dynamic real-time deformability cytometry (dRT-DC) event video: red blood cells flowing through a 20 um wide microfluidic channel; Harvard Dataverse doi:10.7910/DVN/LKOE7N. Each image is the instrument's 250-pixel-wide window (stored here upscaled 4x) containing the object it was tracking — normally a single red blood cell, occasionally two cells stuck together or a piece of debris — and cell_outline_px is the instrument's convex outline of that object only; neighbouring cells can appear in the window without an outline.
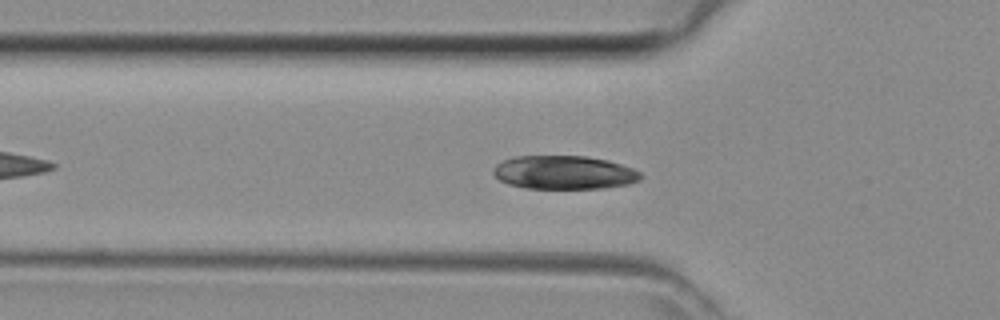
{"species": "common noctule bat (a hibernating species)", "species_latin": "Nyctalus noctula", "temperature_condition": "room temperature", "stored_images_in_passage": 39, "camera_frame_rate_fps": 3000, "um_per_image_px": 0.085, "animal": {"sex": "female", "body_mass_g": 29.2, "forearm_length_mm": 56.3}, "frame": {"image": 1, "passage_image": 8, "time_ms": 2.333, "image_size_px": [1000, 320], "cell_outline_px": [[640, 180], [628, 184], [604, 188], [524, 188], [508, 184], [500, 180], [492, 172], [492, 168], [496, 164], [504, 160], [516, 156], [584, 156], [608, 160], [632, 168], [640, 172]], "centroid_in_image_um": [47.92, 14.66], "position_along_channel_um": 77.9, "area_um2": 28.73}}
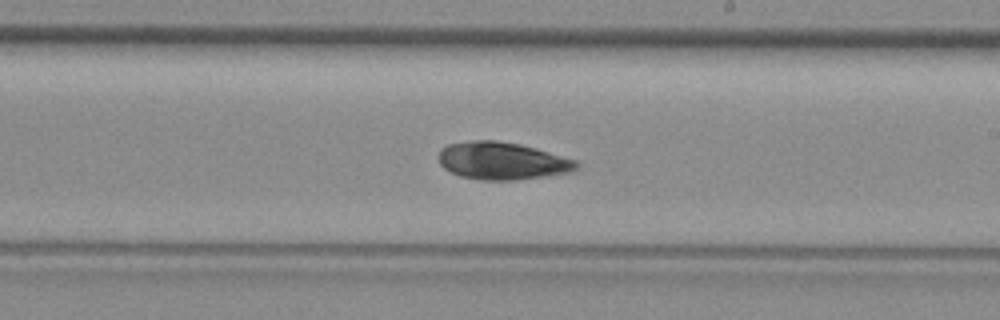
{"frame": {"image": 2, "passage_image": 19, "time_ms": 6.0, "image_size_px": [1000, 320], "cell_outline_px": [[580, 164], [576, 168], [568, 172], [544, 176], [516, 180], [480, 180], [460, 176], [444, 168], [440, 164], [436, 156], [440, 148], [448, 144], [472, 140], [496, 140], [520, 144], [576, 160]], "centroid_in_image_um": [42.61, 13.67], "position_along_channel_um": 246.4, "area_um2": 30.11}}
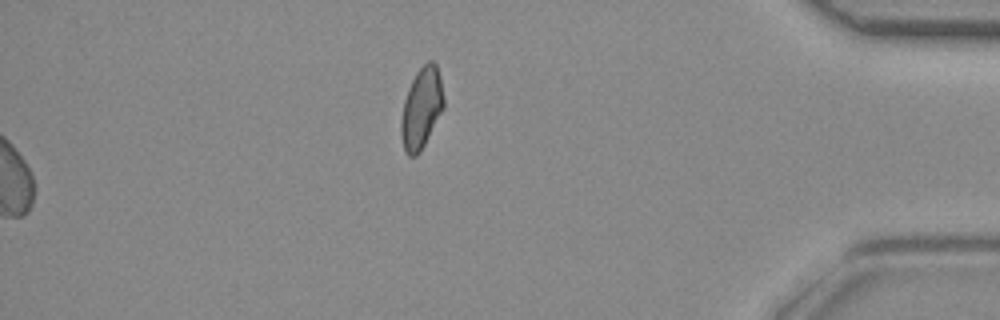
{"frame": {"image": 3, "passage_image": 39, "time_ms": 12.667, "image_size_px": [1000, 320], "cell_outline_px": [[444, 108], [420, 152], [416, 156], [408, 156], [404, 148], [400, 132], [400, 124], [404, 100], [408, 88], [416, 72], [428, 60], [432, 60], [436, 64], [440, 76], [444, 96]], "centroid_in_image_um": [35.83, 9.18], "position_along_channel_um": 399.4, "area_um2": 20.11}}